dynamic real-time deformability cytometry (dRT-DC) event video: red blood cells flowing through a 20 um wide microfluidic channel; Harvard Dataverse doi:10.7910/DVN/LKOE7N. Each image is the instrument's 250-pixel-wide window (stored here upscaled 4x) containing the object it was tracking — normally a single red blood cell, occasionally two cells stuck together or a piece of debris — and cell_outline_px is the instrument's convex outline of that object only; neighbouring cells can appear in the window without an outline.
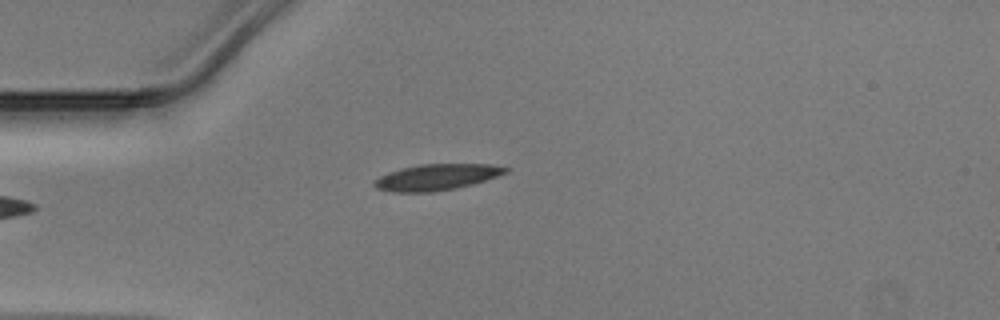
{"species": "Egyptian fruit bat (a non-hibernating species)", "species_latin": "Rousettus aegyptiacus", "temperature_condition": "warm", "stored_images_in_passage": 31, "camera_frame_rate_fps": 3000, "um_per_image_px": 0.085, "animal": {"sex": "male"}, "frame": {"image": 1, "passage_image": 1, "time_ms": 0.0, "image_size_px": [1000, 320], "cell_outline_px": [[512, 168], [508, 172], [472, 184], [456, 188], [432, 192], [392, 192], [376, 188], [372, 184], [380, 176], [400, 168], [420, 164], [488, 164]], "centroid_in_image_um": [37.11, 15.05], "position_along_channel_um": 47.9, "area_um2": 19.88}}
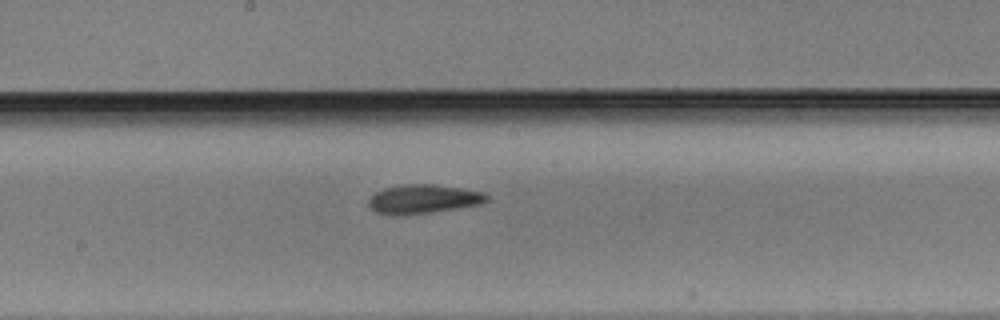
{"frame": {"image": 2, "passage_image": 14, "time_ms": 4.333, "image_size_px": [1000, 320], "cell_outline_px": [[488, 200], [480, 204], [456, 208], [428, 212], [376, 212], [368, 208], [368, 196], [384, 188], [408, 184], [432, 184], [460, 188], [484, 192], [488, 196]], "centroid_in_image_um": [35.99, 16.87], "position_along_channel_um": 212.2, "area_um2": 19.13}}
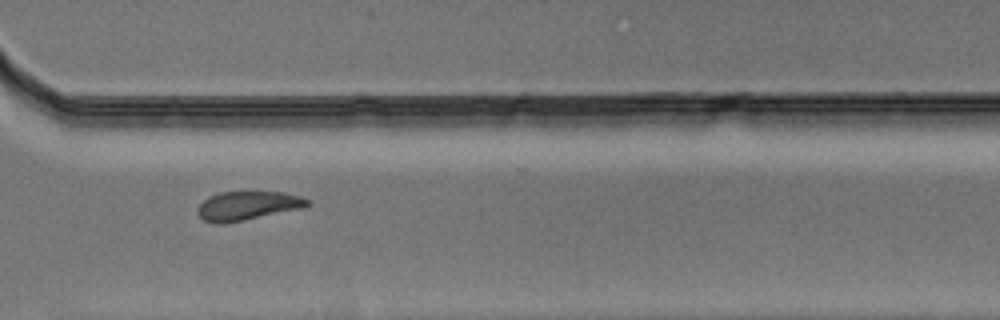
{"frame": {"image": 3, "passage_image": 24, "time_ms": 7.667, "image_size_px": [1000, 320], "cell_outline_px": [[312, 204], [304, 208], [224, 224], [212, 224], [204, 220], [196, 212], [196, 208], [208, 196], [220, 192], [284, 192], [300, 196], [308, 200]], "centroid_in_image_um": [21.03, 17.49], "position_along_channel_um": 349.6, "area_um2": 18.67}}